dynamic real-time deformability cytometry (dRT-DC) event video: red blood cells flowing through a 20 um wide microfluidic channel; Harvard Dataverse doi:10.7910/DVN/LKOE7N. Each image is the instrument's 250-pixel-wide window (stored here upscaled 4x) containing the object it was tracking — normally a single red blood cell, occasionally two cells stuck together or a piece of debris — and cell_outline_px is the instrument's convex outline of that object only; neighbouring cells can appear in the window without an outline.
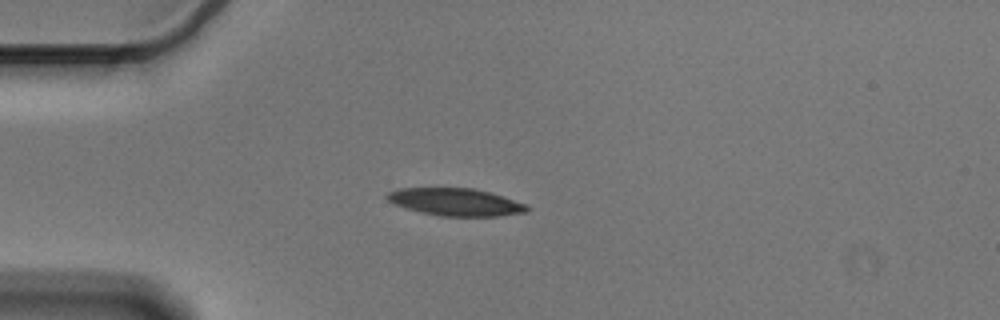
{"species": "Egyptian fruit bat (a non-hibernating species)", "species_latin": "Rousettus aegyptiacus", "temperature_condition": "cold", "stored_images_in_passage": 42, "camera_frame_rate_fps": 3000, "um_per_image_px": 0.085, "animal": {"sex": "male"}, "frame": {"image": 1, "passage_image": 1, "time_ms": 0.0, "image_size_px": [1000, 320], "cell_outline_px": [[528, 212], [500, 216], [440, 216], [404, 208], [392, 204], [384, 196], [388, 192], [396, 188], [476, 188], [492, 192], [528, 204]], "centroid_in_image_um": [38.73, 17.16], "position_along_channel_um": 46.3, "area_um2": 22.77}}
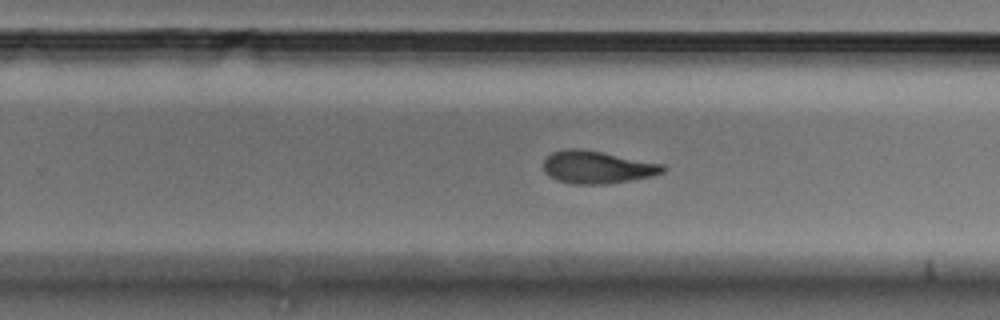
{"frame": {"image": 2, "passage_image": 22, "time_ms": 7.0, "image_size_px": [1000, 320], "cell_outline_px": [[664, 172], [652, 176], [608, 184], [572, 184], [556, 180], [548, 176], [544, 172], [544, 160], [552, 152], [564, 148], [580, 148], [664, 164]], "centroid_in_image_um": [50.72, 14.21], "position_along_channel_um": 279.1, "area_um2": 22.72}}
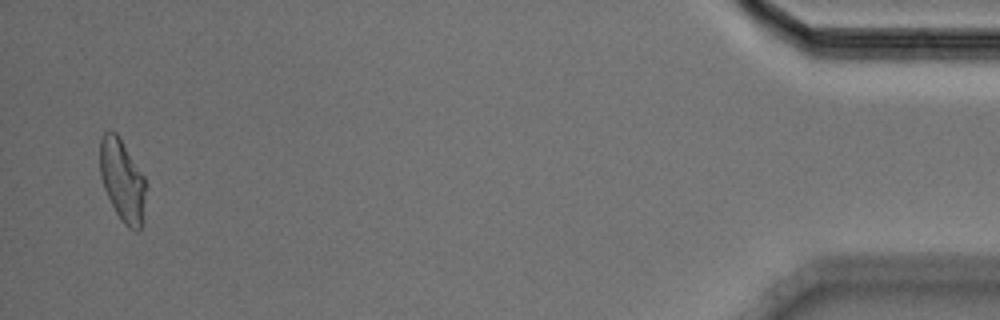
{"frame": {"image": 3, "passage_image": 41, "time_ms": 13.333, "image_size_px": [1000, 320], "cell_outline_px": [[144, 220], [140, 232], [136, 232], [128, 228], [124, 224], [116, 212], [104, 188], [100, 176], [100, 140], [104, 132], [116, 132], [144, 176]], "centroid_in_image_um": [10.4, 15.39], "position_along_channel_um": 424.8, "area_um2": 21.73}, "authors_computed_cell_mechanics": {"area_um2": 22.9755, "velocity_mm_per_s": 3.582, "shape_relaxation_time_tau1_ms": 5.7217, "shape_relaxation_time_tau2_ms": 3.616, "deformation_change_tau1": 0.1795, "deformation_change_tau2": 0.1057}}